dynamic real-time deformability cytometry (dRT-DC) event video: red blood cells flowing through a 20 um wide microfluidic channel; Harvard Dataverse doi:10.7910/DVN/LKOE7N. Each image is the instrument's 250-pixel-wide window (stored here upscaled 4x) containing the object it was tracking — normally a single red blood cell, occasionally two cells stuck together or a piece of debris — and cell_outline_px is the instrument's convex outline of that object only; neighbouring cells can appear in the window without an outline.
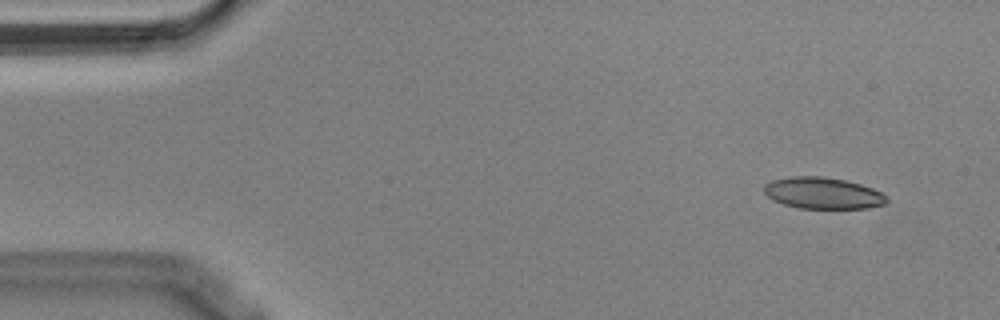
{"species": "Egyptian fruit bat (a non-hibernating species)", "species_latin": "Rousettus aegyptiacus", "temperature_condition": "cold", "stored_images_in_passage": 55, "camera_frame_rate_fps": 3000, "um_per_image_px": 0.085, "animal": {"sex": "male"}, "frame": {"image": 1, "passage_image": 4, "time_ms": 1.0, "image_size_px": [1000, 320], "cell_outline_px": [[888, 200], [884, 204], [868, 208], [800, 208], [784, 204], [772, 200], [764, 192], [764, 184], [772, 180], [792, 176], [820, 176], [844, 180], [860, 184], [872, 188], [888, 196]], "centroid_in_image_um": [69.93, 16.41], "position_along_channel_um": 15.1, "area_um2": 22.43}}
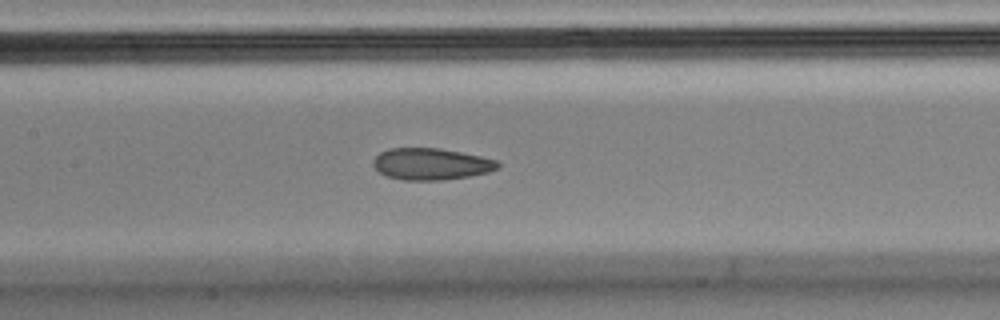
{"frame": {"image": 2, "passage_image": 25, "time_ms": 8.0, "image_size_px": [1000, 320], "cell_outline_px": [[500, 168], [488, 172], [468, 176], [444, 180], [404, 180], [388, 176], [380, 172], [372, 164], [372, 160], [380, 152], [388, 148], [440, 148], [500, 160]], "centroid_in_image_um": [36.67, 13.93], "position_along_channel_um": 170.7, "area_um2": 23.06}}
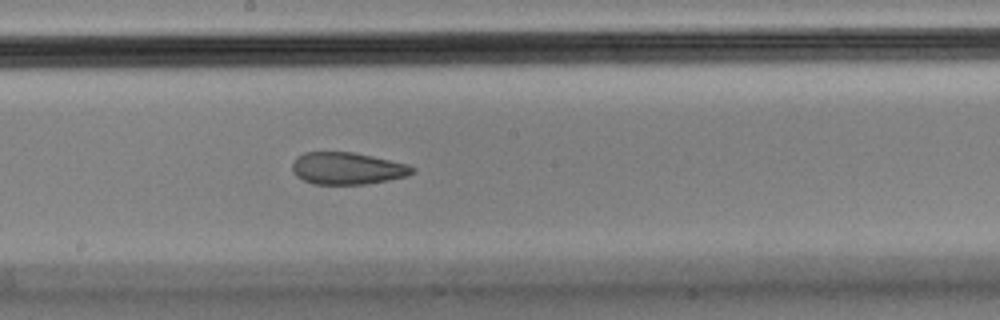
{"frame": {"image": 3, "passage_image": 29, "time_ms": 9.333, "image_size_px": [1000, 320], "cell_outline_px": [[416, 172], [408, 176], [388, 180], [364, 184], [312, 184], [296, 176], [292, 172], [292, 164], [296, 156], [304, 152], [352, 152], [372, 156], [408, 164], [416, 168]], "centroid_in_image_um": [29.52, 14.31], "position_along_channel_um": 218.7, "area_um2": 22.6}, "authors_computed_cell_mechanics": {"area_um2": 23.5824, "velocity_mm_per_s": 3.6046, "shape_relaxation_time_tau1_ms": null, "shape_relaxation_time_tau2_ms": 2.4942, "deformation_change_tau1": null, "deformation_change_tau2": 0.0979}}